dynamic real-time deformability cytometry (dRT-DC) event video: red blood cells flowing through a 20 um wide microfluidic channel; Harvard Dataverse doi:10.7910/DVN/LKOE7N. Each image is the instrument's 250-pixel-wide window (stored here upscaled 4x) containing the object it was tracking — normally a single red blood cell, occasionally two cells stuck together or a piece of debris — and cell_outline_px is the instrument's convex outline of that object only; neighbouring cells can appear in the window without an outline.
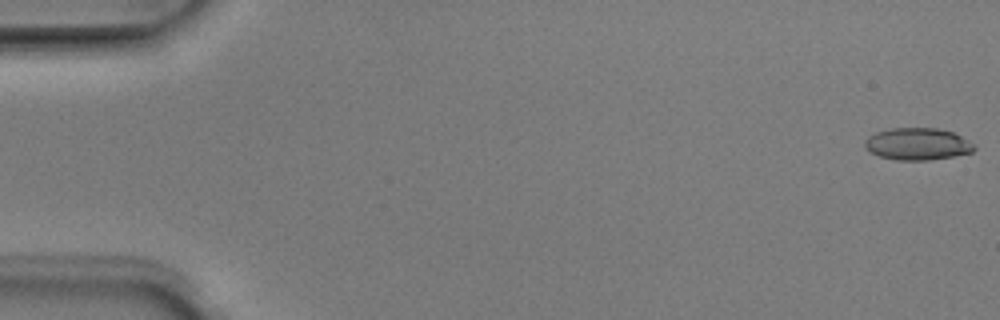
{"species": "Egyptian fruit bat (a non-hibernating species)", "species_latin": "Rousettus aegyptiacus", "temperature_condition": "room temperature", "stored_images_in_passage": 5, "camera_frame_rate_fps": 3000, "um_per_image_px": 0.085, "animal": {"sex": "male"}, "frame": {"image": 1, "passage_image": 1, "time_ms": 0.0, "image_size_px": [1000, 320], "cell_outline_px": [[976, 148], [972, 152], [952, 156], [928, 160], [896, 160], [880, 156], [864, 148], [864, 140], [868, 136], [876, 132], [892, 128], [936, 128], [952, 132], [976, 144]], "centroid_in_image_um": [77.98, 12.24], "position_along_channel_um": 7.0, "area_um2": 20.4}}
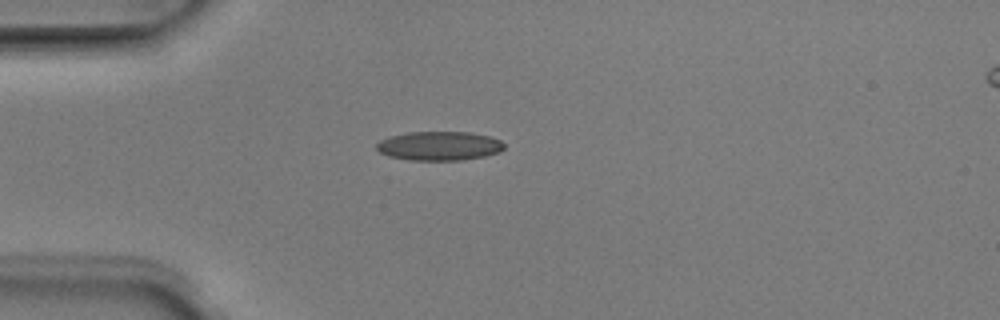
{"frame": {"image": 2, "passage_image": 5, "time_ms": 1.333, "image_size_px": [1000, 320], "cell_outline_px": [[504, 148], [500, 152], [484, 156], [460, 160], [408, 160], [388, 156], [380, 152], [376, 148], [376, 144], [380, 140], [388, 136], [408, 132], [468, 132], [488, 136], [500, 140], [504, 144]], "centroid_in_image_um": [37.3, 12.4], "position_along_channel_um": 47.7, "area_um2": 21.62}}